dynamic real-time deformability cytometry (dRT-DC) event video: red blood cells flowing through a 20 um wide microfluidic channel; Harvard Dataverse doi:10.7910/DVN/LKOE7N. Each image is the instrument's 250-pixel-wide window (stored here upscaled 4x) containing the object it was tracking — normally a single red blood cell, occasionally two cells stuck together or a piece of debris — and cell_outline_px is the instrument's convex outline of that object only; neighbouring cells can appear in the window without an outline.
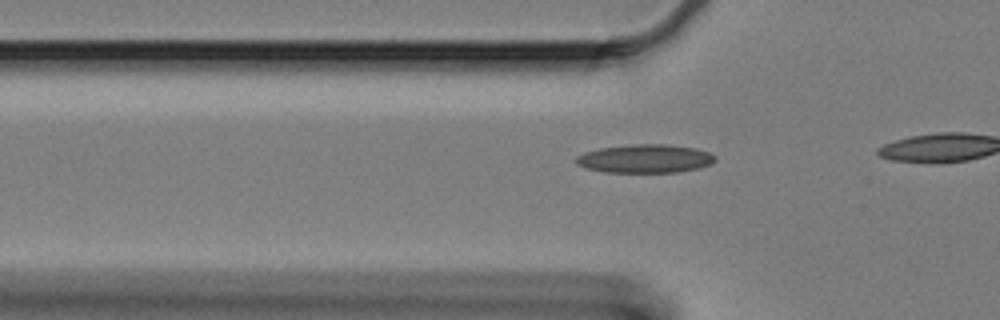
{"species": "Egyptian fruit bat (a non-hibernating species)", "species_latin": "Rousettus aegyptiacus", "temperature_condition": "cold", "stored_images_in_passage": 7, "camera_frame_rate_fps": 3000, "um_per_image_px": 0.085, "animal": {"sex": "female"}, "frame": {"image": 1, "passage_image": 4, "time_ms": 1.0, "image_size_px": [1000, 320], "cell_outline_px": [[716, 160], [712, 164], [700, 168], [680, 172], [604, 172], [588, 168], [576, 164], [576, 156], [584, 152], [600, 148], [632, 144], [668, 144], [696, 148], [708, 152], [716, 156]], "centroid_in_image_um": [54.87, 13.48], "position_along_channel_um": 70.9, "area_um2": 23.24}}